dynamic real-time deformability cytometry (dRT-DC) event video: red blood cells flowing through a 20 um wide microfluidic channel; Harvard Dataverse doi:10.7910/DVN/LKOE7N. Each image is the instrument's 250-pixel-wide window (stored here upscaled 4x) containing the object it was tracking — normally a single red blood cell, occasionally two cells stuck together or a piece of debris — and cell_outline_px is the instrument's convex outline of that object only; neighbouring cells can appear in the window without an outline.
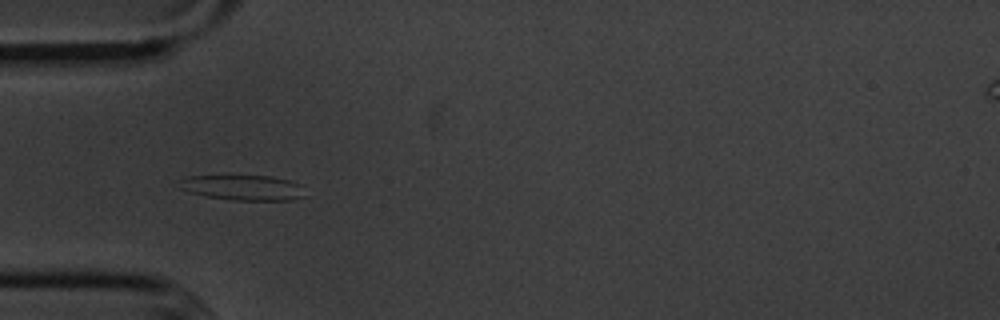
{"species": "common noctule bat (a hibernating species)", "species_latin": "Nyctalus noctula", "temperature_condition": "cold", "stored_images_in_passage": 42, "camera_frame_rate_fps": 3000, "um_per_image_px": 0.085, "animal": {"sex": "male", "body_mass_g": 20.1, "forearm_length_mm": 53.5}, "frame": {"image": 1, "passage_image": 3, "time_ms": 0.667, "image_size_px": [1000, 320], "cell_outline_px": [[308, 196], [292, 200], [232, 200], [204, 196], [188, 192], [180, 188], [184, 180], [188, 176], [272, 176], [288, 180], [300, 184]], "centroid_in_image_um": [20.74, 15.96], "position_along_channel_um": 64.3, "area_um2": 18.44}}
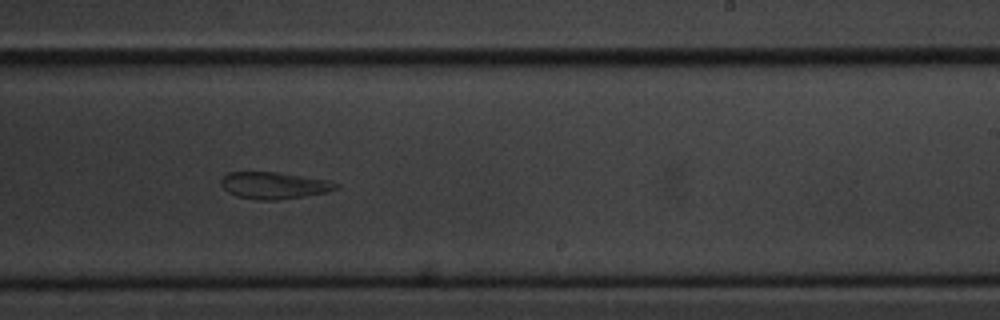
{"frame": {"image": 2, "passage_image": 20, "time_ms": 6.333, "image_size_px": [1000, 320], "cell_outline_px": [[340, 188], [328, 192], [304, 196], [276, 200], [260, 200], [236, 196], [228, 192], [220, 184], [220, 180], [228, 172], [280, 172], [328, 180], [340, 184]], "centroid_in_image_um": [23.32, 15.76], "position_along_channel_um": 265.7, "area_um2": 18.09}}
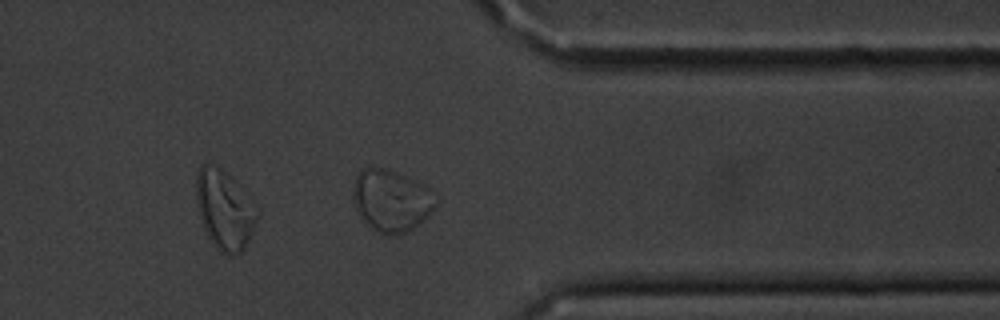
{"frame": {"image": 3, "passage_image": 30, "time_ms": 9.667, "image_size_px": [1000, 320], "cell_outline_px": [[436, 204], [428, 216], [412, 228], [404, 232], [380, 232], [372, 228], [356, 212], [352, 200], [352, 188], [356, 176], [360, 168], [384, 168], [396, 172], [424, 184], [428, 188]], "centroid_in_image_um": [33.19, 17.0], "position_along_channel_um": 378.2, "area_um2": 29.19}}